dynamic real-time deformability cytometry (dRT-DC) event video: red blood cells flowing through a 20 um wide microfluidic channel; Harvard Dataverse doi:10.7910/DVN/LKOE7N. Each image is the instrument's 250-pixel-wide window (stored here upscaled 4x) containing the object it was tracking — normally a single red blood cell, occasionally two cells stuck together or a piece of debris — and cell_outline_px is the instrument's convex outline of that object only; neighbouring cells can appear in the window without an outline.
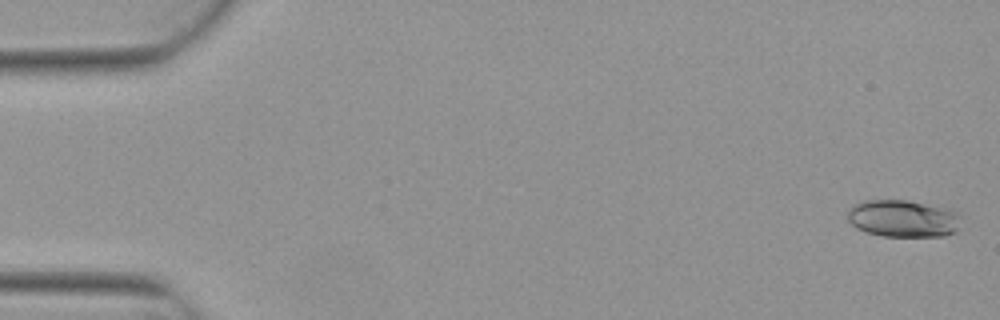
{"species": "Egyptian fruit bat (a non-hibernating species)", "species_latin": "Rousettus aegyptiacus", "temperature_condition": "warm", "stored_images_in_passage": 6, "camera_frame_rate_fps": 3000, "um_per_image_px": 0.085, "animal": {"sex": "female"}, "frame": {"image": 1, "passage_image": 1, "time_ms": 0.0, "image_size_px": [1000, 320], "cell_outline_px": [[960, 216], [956, 232], [944, 236], [884, 236], [868, 232], [856, 228], [848, 220], [848, 212], [852, 204], [864, 200], [908, 200], [948, 208], [960, 212]], "centroid_in_image_um": [76.77, 18.56], "position_along_channel_um": 8.2, "area_um2": 24.74}}
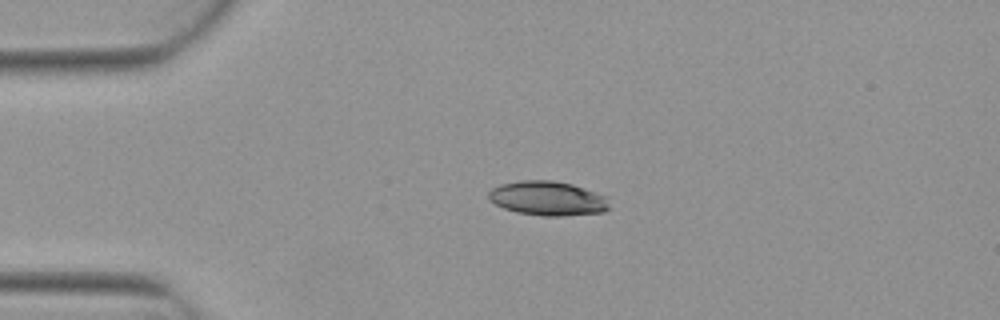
{"frame": {"image": 2, "passage_image": 4, "time_ms": 1.0, "image_size_px": [1000, 320], "cell_outline_px": [[612, 208], [604, 212], [564, 216], [544, 216], [516, 212], [504, 208], [488, 200], [488, 192], [492, 188], [500, 184], [520, 180], [552, 180], [572, 184], [608, 196]], "centroid_in_image_um": [46.6, 16.86], "position_along_channel_um": 38.4, "area_um2": 24.57}}
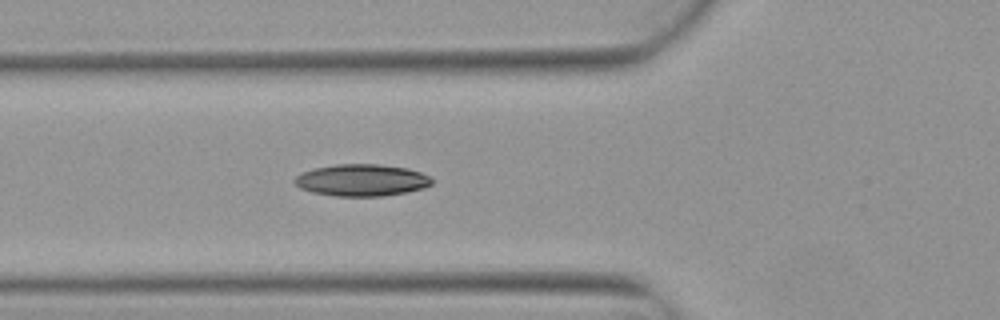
{"frame": {"image": 3, "passage_image": 6, "time_ms": 1.667, "image_size_px": [1000, 320], "cell_outline_px": [[432, 184], [424, 188], [408, 192], [384, 196], [336, 196], [312, 192], [300, 188], [292, 180], [300, 172], [312, 168], [336, 164], [380, 164], [408, 168], [420, 172], [428, 176], [432, 180]], "centroid_in_image_um": [30.72, 15.31], "position_along_channel_um": 95.1, "area_um2": 25.72}}